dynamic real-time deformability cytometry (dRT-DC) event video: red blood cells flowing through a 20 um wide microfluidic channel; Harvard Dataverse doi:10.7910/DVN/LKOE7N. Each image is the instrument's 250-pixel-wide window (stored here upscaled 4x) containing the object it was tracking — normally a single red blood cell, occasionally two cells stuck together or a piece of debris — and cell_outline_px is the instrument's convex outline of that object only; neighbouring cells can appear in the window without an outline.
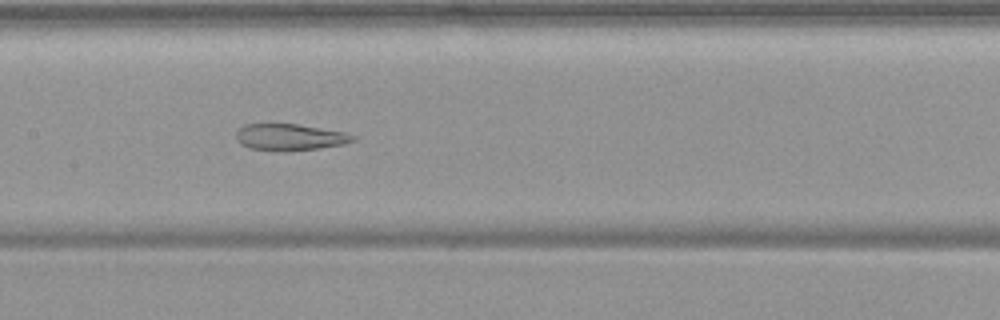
{"species": "common noctule bat (a hibernating species)", "species_latin": "Nyctalus noctula", "temperature_condition": "warm", "stored_images_in_passage": 54, "camera_frame_rate_fps": 3000, "um_per_image_px": 0.085, "animal": {"sex": "female", "body_mass_g": 19.9}, "frame": {"image": 1, "passage_image": 27, "time_ms": 8.667, "image_size_px": [1000, 320], "cell_outline_px": [[356, 140], [344, 144], [320, 148], [288, 152], [284, 152], [248, 148], [240, 144], [236, 140], [236, 132], [244, 124], [296, 124], [344, 132], [356, 136]], "centroid_in_image_um": [24.62, 11.68], "position_along_channel_um": 182.8, "area_um2": 18.26}}
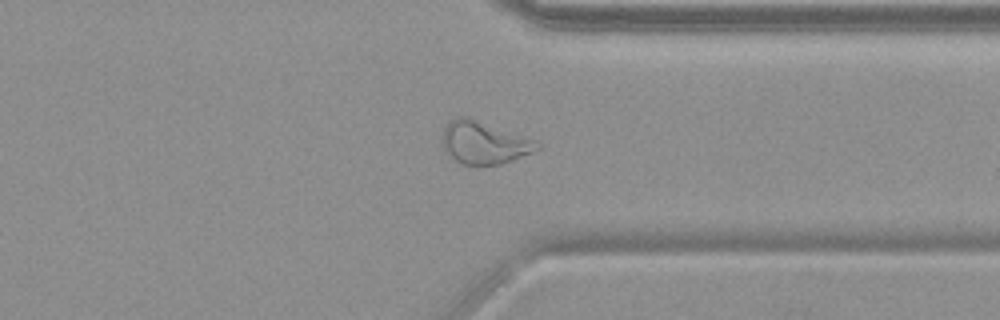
{"frame": {"image": 2, "passage_image": 42, "time_ms": 13.667, "image_size_px": [1000, 320], "cell_outline_px": [[540, 148], [532, 152], [512, 160], [500, 164], [464, 164], [456, 160], [444, 152], [440, 140], [444, 128], [456, 116], [468, 116], [536, 140], [540, 144]], "centroid_in_image_um": [41.11, 12.1], "position_along_channel_um": 370.3, "area_um2": 23.52}}
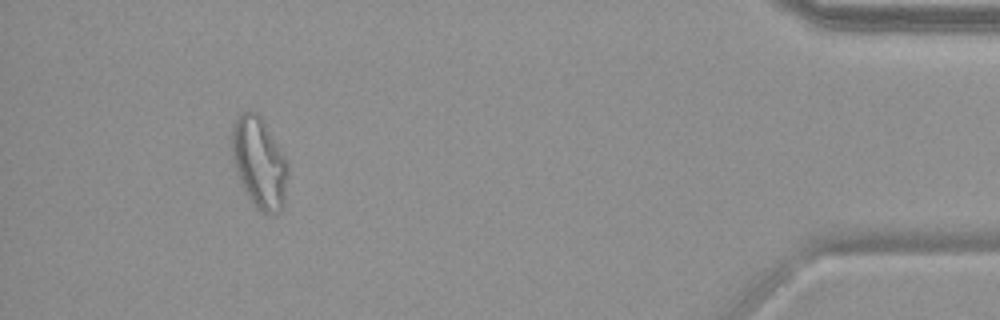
{"frame": {"image": 3, "passage_image": 50, "time_ms": 16.333, "image_size_px": [1000, 320], "cell_outline_px": [[288, 176], [284, 208], [276, 212], [264, 212], [256, 208], [248, 196], [240, 180], [232, 156], [232, 120], [240, 112], [256, 112], [264, 120], [284, 156], [288, 164]], "centroid_in_image_um": [22.04, 13.79], "position_along_channel_um": 413.2, "area_um2": 29.54}, "authors_computed_cell_mechanics": {"area_um2": 27.1371, "velocity_mm_per_s": 3.761, "shape_relaxation_time_tau1_ms": null, "shape_relaxation_time_tau2_ms": 2.0204, "deformation_change_tau1": null, "deformation_change_tau2": 0.1006}}